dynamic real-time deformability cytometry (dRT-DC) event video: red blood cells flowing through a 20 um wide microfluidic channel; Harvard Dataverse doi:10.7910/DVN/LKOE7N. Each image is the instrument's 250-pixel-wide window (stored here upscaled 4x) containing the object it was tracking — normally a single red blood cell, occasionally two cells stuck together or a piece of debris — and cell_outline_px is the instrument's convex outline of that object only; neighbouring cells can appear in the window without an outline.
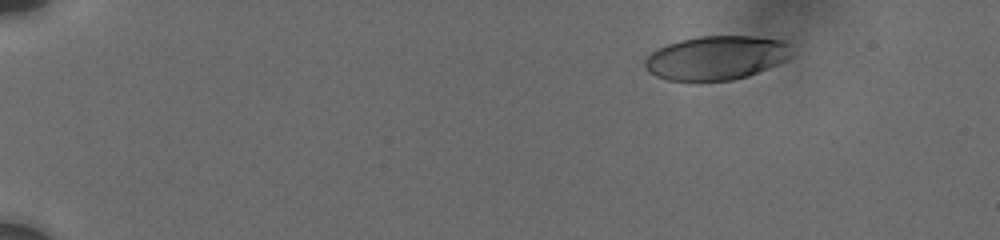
{"species": "human", "species_latin": "Homo sapiens", "temperature_condition": "cold", "stored_images_in_passage": 32, "camera_frame_rate_fps": 3000, "um_per_image_px": 0.085, "donor": {"sex": "male"}, "frame": {"image": 1, "passage_image": 1, "time_ms": 0.0, "image_size_px": [1000, 240], "cell_outline_px": [[792, 56], [776, 64], [748, 76], [732, 80], [696, 84], [668, 80], [656, 76], [648, 72], [644, 68], [644, 60], [652, 52], [668, 44], [680, 40], [700, 36], [752, 36], [780, 40], [784, 44]], "centroid_in_image_um": [60.78, 4.97], "position_along_channel_um": 24.2, "area_um2": 37.86}}
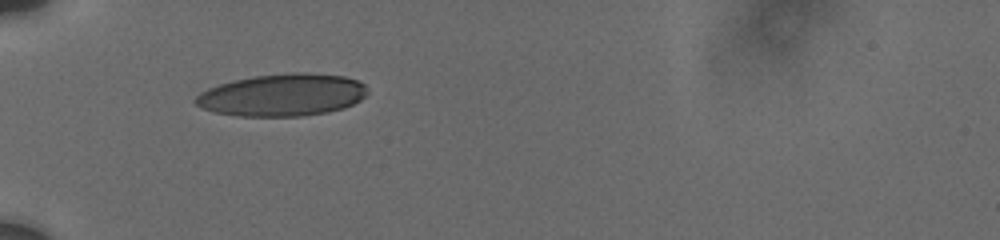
{"frame": {"image": 2, "passage_image": 31, "time_ms": 4.0, "image_size_px": [1000, 240], "cell_outline_px": [[368, 92], [360, 100], [344, 108], [328, 112], [304, 116], [236, 116], [216, 112], [204, 108], [196, 104], [192, 100], [200, 92], [208, 88], [220, 84], [236, 80], [256, 76], [292, 72], [304, 72], [344, 76], [356, 80], [364, 84], [368, 88]], "centroid_in_image_um": [24.02, 8.07], "position_along_channel_um": 61.0, "area_um2": 42.31}}